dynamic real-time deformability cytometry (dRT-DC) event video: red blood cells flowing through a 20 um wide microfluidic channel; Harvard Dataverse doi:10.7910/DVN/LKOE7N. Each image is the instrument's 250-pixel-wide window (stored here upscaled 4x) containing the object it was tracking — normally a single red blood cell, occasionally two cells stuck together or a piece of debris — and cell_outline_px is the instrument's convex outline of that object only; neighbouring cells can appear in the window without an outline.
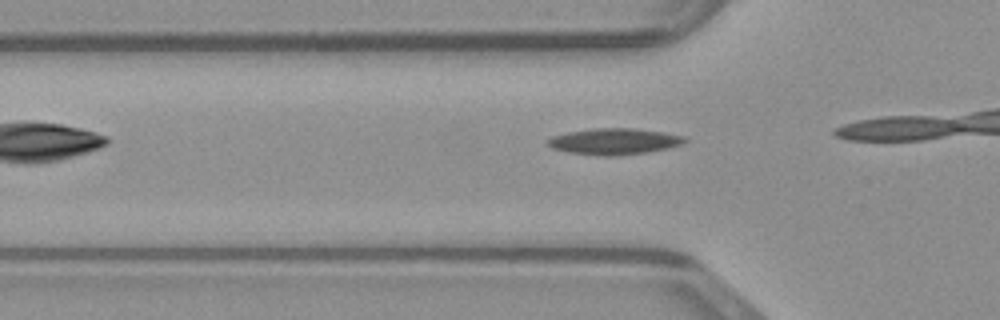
{"species": "common noctule bat (a hibernating species)", "species_latin": "Nyctalus noctula", "temperature_condition": "warm", "stored_images_in_passage": 6, "camera_frame_rate_fps": 3000, "um_per_image_px": 0.085, "animal": {"sex": "male", "body_mass_g": 23.1, "forearm_length_mm": 52.7}, "frame": {"image": 1, "passage_image": 4, "time_ms": 1.0, "image_size_px": [1000, 320], "cell_outline_px": [[688, 140], [680, 144], [668, 148], [644, 152], [612, 156], [604, 156], [572, 152], [552, 148], [544, 144], [544, 140], [552, 136], [568, 132], [592, 128], [632, 128], [664, 132], [684, 136]], "centroid_in_image_um": [52.16, 12.0], "position_along_channel_um": 73.6, "area_um2": 20.81}}